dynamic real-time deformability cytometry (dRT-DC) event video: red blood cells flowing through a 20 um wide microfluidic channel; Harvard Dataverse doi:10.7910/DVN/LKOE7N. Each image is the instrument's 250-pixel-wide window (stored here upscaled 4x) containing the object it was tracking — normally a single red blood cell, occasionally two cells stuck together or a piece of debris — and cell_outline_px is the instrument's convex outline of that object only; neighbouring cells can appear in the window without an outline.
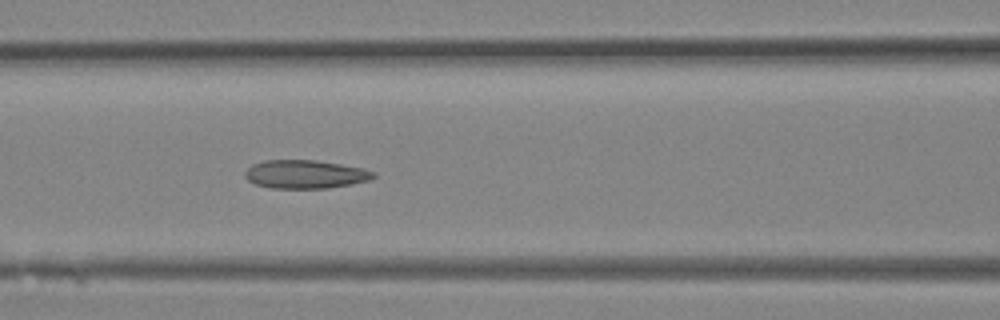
{"species": "Egyptian fruit bat (a non-hibernating species)", "species_latin": "Rousettus aegyptiacus", "temperature_condition": "room temperature", "stored_images_in_passage": 14, "camera_frame_rate_fps": 3000, "um_per_image_px": 0.085, "animal": {"sex": "female"}, "frame": {"image": 1, "passage_image": 14, "time_ms": 4.333, "image_size_px": [1000, 320], "cell_outline_px": [[376, 176], [372, 180], [352, 184], [328, 188], [272, 188], [256, 184], [248, 180], [244, 176], [244, 172], [252, 164], [264, 160], [316, 160], [364, 168], [376, 172]], "centroid_in_image_um": [25.98, 14.81], "position_along_channel_um": 140.6, "area_um2": 21.44}}